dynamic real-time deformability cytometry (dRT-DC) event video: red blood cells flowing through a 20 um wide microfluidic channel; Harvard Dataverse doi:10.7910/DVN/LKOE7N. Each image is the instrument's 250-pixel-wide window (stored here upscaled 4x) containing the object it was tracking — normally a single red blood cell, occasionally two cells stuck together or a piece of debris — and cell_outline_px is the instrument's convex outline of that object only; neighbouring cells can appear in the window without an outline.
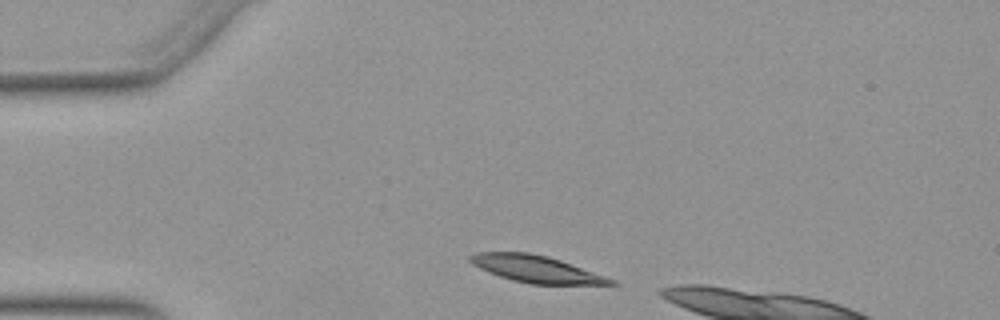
{"species": "Egyptian fruit bat (a non-hibernating species)", "species_latin": "Rousettus aegyptiacus", "temperature_condition": "warm", "stored_images_in_passage": 34, "camera_frame_rate_fps": 3000, "um_per_image_px": 0.085, "animal": {"sex": "female"}, "frame": {"image": 1, "passage_image": 3, "time_ms": 0.667, "image_size_px": [1000, 320], "cell_outline_px": [[620, 284], [532, 284], [512, 280], [488, 272], [472, 264], [468, 260], [468, 256], [476, 252], [528, 252], [548, 256], [560, 260], [616, 280]], "centroid_in_image_um": [45.54, 22.86], "position_along_channel_um": 39.5, "area_um2": 21.91}}
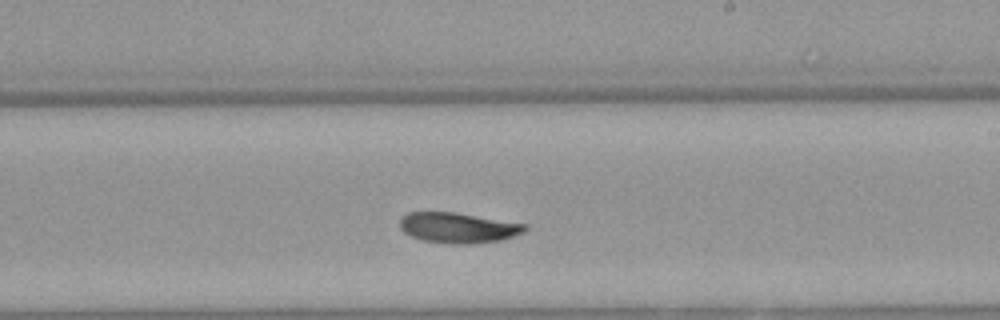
{"frame": {"image": 2, "passage_image": 22, "time_ms": 7.0, "image_size_px": [1000, 320], "cell_outline_px": [[528, 228], [524, 232], [500, 240], [468, 244], [456, 244], [424, 240], [412, 236], [404, 232], [400, 228], [400, 220], [408, 212], [456, 212], [528, 224]], "centroid_in_image_um": [38.97, 19.34], "position_along_channel_um": 250.0, "area_um2": 22.02}}
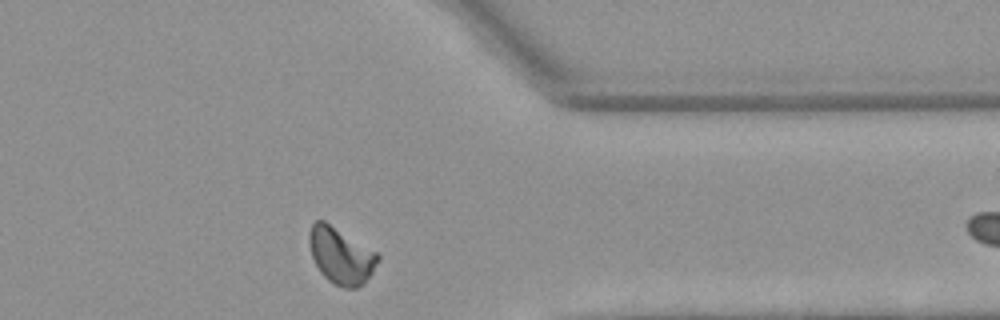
{"frame": {"image": 3, "passage_image": 33, "time_ms": 10.667, "image_size_px": [1000, 320], "cell_outline_px": [[380, 260], [364, 284], [356, 288], [344, 288], [328, 280], [320, 272], [312, 256], [308, 244], [308, 232], [312, 224], [316, 220], [324, 220], [376, 252], [380, 256]], "centroid_in_image_um": [28.96, 21.73], "position_along_channel_um": 382.4, "area_um2": 22.48}, "authors_computed_cell_mechanics": {"area_um2": 22.4842, "velocity_mm_per_s": 3.8718, "shape_relaxation_time_tau1_ms": 3.968, "shape_relaxation_time_tau2_ms": null, "deformation_change_tau1": 0.1254, "deformation_change_tau2": null}}